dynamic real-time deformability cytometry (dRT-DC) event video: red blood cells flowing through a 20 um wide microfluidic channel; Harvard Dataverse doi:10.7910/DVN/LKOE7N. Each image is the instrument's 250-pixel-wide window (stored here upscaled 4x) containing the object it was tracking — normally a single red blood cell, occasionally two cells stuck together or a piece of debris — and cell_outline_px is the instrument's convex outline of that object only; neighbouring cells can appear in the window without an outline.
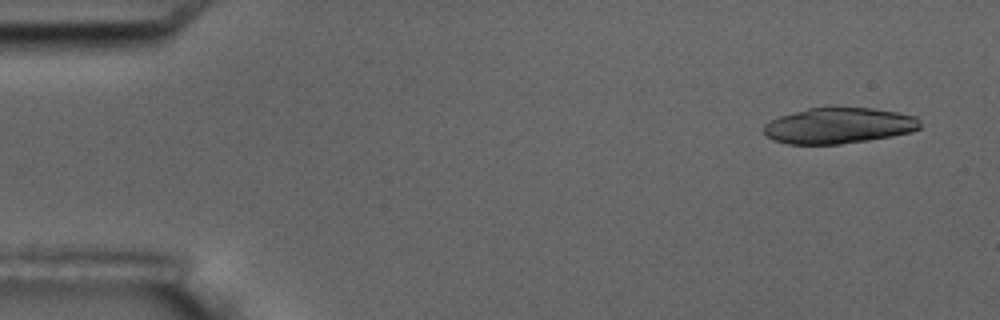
{"species": "common noctule bat (a hibernating species)", "species_latin": "Nyctalus noctula", "temperature_condition": "room temperature", "stored_images_in_passage": 6, "camera_frame_rate_fps": 3000, "um_per_image_px": 0.085, "animal": {"sex": "male", "body_mass_g": 17.5, "forearm_length_mm": 52.3}, "frame": {"image": 1, "passage_image": 1, "time_ms": 0.0, "image_size_px": [1000, 320], "cell_outline_px": [[920, 128], [912, 132], [892, 136], [868, 140], [840, 144], [788, 144], [772, 140], [764, 132], [764, 124], [780, 116], [808, 108], [872, 108], [896, 112], [916, 116], [920, 120]], "centroid_in_image_um": [71.31, 10.69], "position_along_channel_um": 13.7, "area_um2": 32.48}}